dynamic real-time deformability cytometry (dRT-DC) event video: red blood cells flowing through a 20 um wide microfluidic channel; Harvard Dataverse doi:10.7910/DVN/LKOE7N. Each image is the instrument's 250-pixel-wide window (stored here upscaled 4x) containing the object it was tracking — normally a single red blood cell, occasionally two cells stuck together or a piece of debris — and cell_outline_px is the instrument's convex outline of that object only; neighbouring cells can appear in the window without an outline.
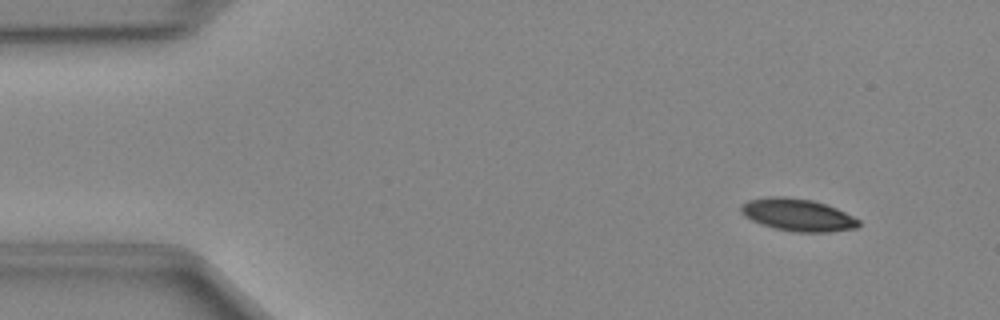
{"species": "Egyptian fruit bat (a non-hibernating species)", "species_latin": "Rousettus aegyptiacus", "temperature_condition": "cold", "stored_images_in_passage": 7, "camera_frame_rate_fps": 3000, "um_per_image_px": 0.085, "animal": {"sex": "female"}, "frame": {"image": 1, "passage_image": 1, "time_ms": 0.0, "image_size_px": [1000, 320], "cell_outline_px": [[860, 224], [856, 228], [828, 232], [796, 232], [776, 228], [760, 224], [744, 216], [740, 212], [740, 204], [748, 200], [768, 196], [784, 196], [812, 200], [836, 208], [860, 220]], "centroid_in_image_um": [67.76, 18.26], "position_along_channel_um": 17.2, "area_um2": 22.2}}